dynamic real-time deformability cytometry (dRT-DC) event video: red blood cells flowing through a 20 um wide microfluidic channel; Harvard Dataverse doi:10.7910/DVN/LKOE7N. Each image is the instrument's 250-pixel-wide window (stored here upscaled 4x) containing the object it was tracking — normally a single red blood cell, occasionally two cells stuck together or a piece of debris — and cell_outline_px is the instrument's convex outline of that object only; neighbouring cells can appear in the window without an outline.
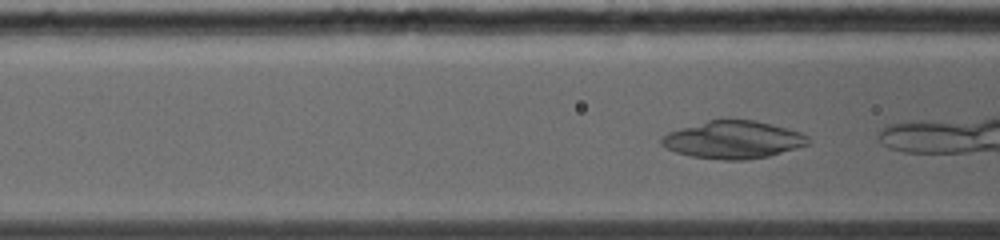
{"species": "common noctule bat (a hibernating species)", "species_latin": "Nyctalus noctula", "temperature_condition": "warm", "stored_images_in_passage": 9, "camera_frame_rate_fps": 5000, "um_per_image_px": 0.085, "animal": {"sex": "female", "body_mass_g": 19.0, "forearm_length_mm": 56.7}, "frame": {"image": 1, "passage_image": 6, "time_ms": 1.0, "image_size_px": [1000, 240], "cell_outline_px": [[812, 144], [768, 156], [744, 160], [720, 160], [692, 156], [676, 152], [664, 148], [660, 144], [660, 140], [664, 136], [672, 132], [708, 120], [752, 120], [800, 132], [808, 136]], "centroid_in_image_um": [62.35, 11.9], "position_along_channel_um": 104.3, "area_um2": 31.67}}